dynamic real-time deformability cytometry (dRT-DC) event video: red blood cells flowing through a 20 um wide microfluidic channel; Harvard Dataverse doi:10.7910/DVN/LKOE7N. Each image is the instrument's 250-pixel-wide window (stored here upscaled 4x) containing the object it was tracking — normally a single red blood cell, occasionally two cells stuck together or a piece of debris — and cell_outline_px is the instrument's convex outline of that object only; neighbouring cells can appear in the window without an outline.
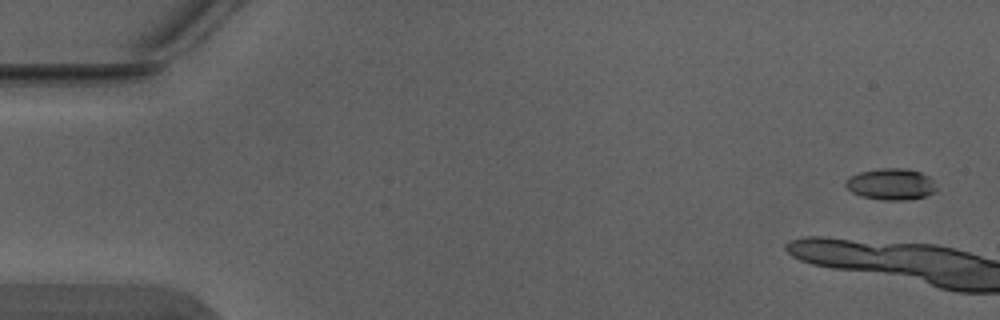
{"species": "Egyptian fruit bat (a non-hibernating species)", "species_latin": "Rousettus aegyptiacus", "temperature_condition": "warm", "stored_images_in_passage": 5, "segment_of_instrument_passage": [2, 2], "camera_frame_rate_fps": 3000, "um_per_image_px": 0.085, "animal": {"sex": "male"}, "frame": {"image": 1, "passage_image": 5, "time_ms": 1.333, "image_size_px": [1000, 320], "cell_outline_px": [[936, 192], [924, 196], [904, 200], [884, 200], [860, 196], [852, 192], [844, 184], [844, 180], [848, 176], [860, 172], [880, 168], [904, 168], [920, 172], [928, 176], [932, 180], [936, 188]], "centroid_in_image_um": [75.7, 15.65], "position_along_channel_um": 9.3, "area_um2": 16.65}}